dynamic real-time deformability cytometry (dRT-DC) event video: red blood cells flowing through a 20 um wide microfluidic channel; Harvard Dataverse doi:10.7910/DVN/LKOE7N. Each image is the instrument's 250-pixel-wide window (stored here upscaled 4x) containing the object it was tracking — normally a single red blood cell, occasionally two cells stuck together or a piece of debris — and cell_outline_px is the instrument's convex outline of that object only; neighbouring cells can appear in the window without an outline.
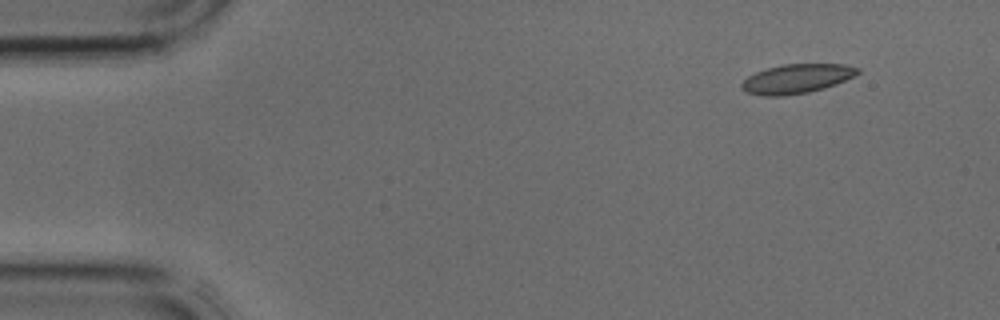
{"species": "common noctule bat (a hibernating species)", "species_latin": "Nyctalus noctula", "temperature_condition": "cold", "stored_images_in_passage": 4, "camera_frame_rate_fps": 3000, "um_per_image_px": 0.085, "animal": {"sex": "male", "body_mass_g": 17.9, "forearm_length_mm": 54.2}, "frame": {"image": 1, "passage_image": 1, "time_ms": 0.0, "image_size_px": [1000, 320], "cell_outline_px": [[860, 72], [836, 84], [824, 88], [808, 92], [784, 96], [764, 96], [748, 92], [740, 88], [740, 84], [748, 76], [756, 72], [768, 68], [784, 64], [844, 64], [860, 68]], "centroid_in_image_um": [67.71, 6.69], "position_along_channel_um": 17.3, "area_um2": 19.65}}